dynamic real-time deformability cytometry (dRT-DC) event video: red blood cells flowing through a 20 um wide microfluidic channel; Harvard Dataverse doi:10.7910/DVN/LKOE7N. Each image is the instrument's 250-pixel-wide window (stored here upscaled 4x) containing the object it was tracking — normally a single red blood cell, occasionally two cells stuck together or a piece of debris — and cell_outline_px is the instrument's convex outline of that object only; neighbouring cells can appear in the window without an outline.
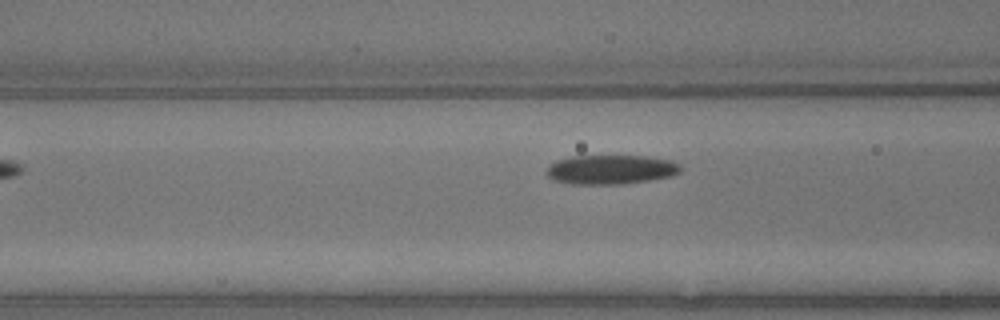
{"species": "common noctule bat (a hibernating species)", "species_latin": "Nyctalus noctula", "temperature_condition": "warm", "stored_images_in_passage": 7, "segment_of_instrument_passage": [2, 2], "camera_frame_rate_fps": 3000, "um_per_image_px": 0.085, "animal": {"sex": "male", "body_mass_g": 13.3}, "frame": {"image": 1, "passage_image": 7, "time_ms": 2.0, "image_size_px": [1000, 320], "cell_outline_px": [[680, 172], [672, 176], [624, 184], [572, 184], [552, 180], [544, 172], [548, 164], [556, 160], [572, 156], [644, 156], [672, 160], [680, 164]], "centroid_in_image_um": [51.87, 14.41], "position_along_channel_um": 114.7, "area_um2": 23.12}}